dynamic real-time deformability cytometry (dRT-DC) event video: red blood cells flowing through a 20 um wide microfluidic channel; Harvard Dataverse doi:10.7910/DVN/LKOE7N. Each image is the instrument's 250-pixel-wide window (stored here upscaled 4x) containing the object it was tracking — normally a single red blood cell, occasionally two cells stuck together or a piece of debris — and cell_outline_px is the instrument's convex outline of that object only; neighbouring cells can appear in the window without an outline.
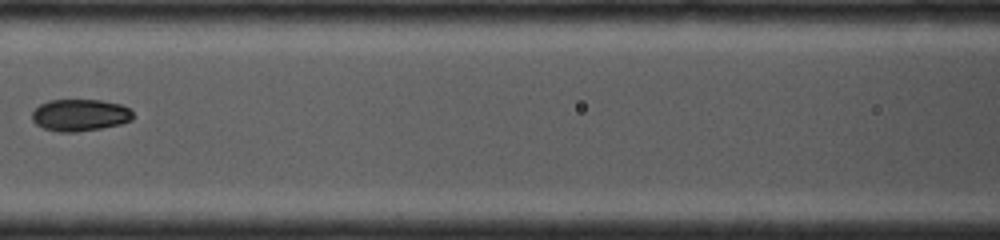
{"species": "common noctule bat (a hibernating species)", "species_latin": "Nyctalus noctula", "temperature_condition": "cold", "stored_images_in_passage": 7, "camera_frame_rate_fps": 4000, "um_per_image_px": 0.085, "animal": {"sex": "female", "body_mass_g": 19.0, "forearm_length_mm": 53.3}, "frame": {"image": 1, "passage_image": 6, "time_ms": 4.25, "image_size_px": [1000, 240], "cell_outline_px": [[132, 120], [120, 124], [100, 128], [76, 132], [60, 132], [44, 128], [36, 124], [32, 120], [32, 112], [40, 104], [48, 100], [100, 100], [120, 104], [128, 108], [132, 112]], "centroid_in_image_um": [6.78, 9.78], "position_along_channel_um": 159.8, "area_um2": 18.67}}